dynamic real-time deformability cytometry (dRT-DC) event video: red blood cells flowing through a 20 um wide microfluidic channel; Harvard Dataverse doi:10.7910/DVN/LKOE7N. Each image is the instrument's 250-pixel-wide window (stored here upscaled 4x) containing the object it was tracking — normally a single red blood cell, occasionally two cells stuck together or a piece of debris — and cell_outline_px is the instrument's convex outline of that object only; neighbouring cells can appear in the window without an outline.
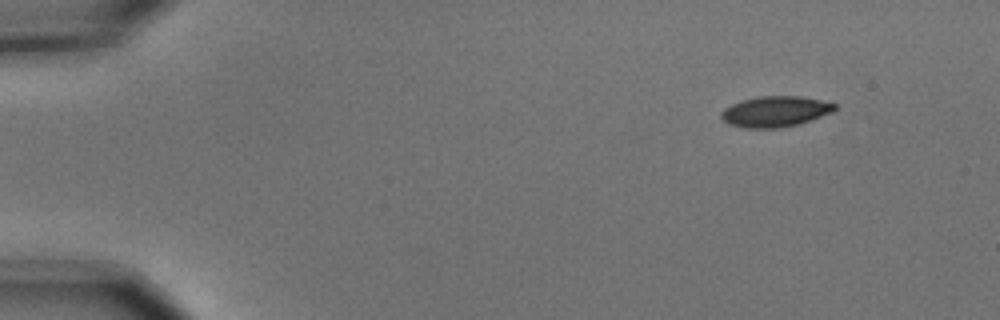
{"species": "common noctule bat (a hibernating species)", "species_latin": "Nyctalus noctula", "temperature_condition": "cold", "stored_images_in_passage": 5, "segment_of_instrument_passage": [2, 2], "camera_frame_rate_fps": 3000, "um_per_image_px": 0.085, "animal": {"sex": "male", "body_mass_g": 15.6}, "frame": {"image": 1, "passage_image": 5, "time_ms": 1.333, "image_size_px": [1000, 320], "cell_outline_px": [[836, 108], [832, 112], [796, 124], [780, 128], [744, 128], [728, 124], [720, 116], [720, 112], [724, 108], [740, 100], [760, 96], [800, 96], [820, 100], [836, 104]], "centroid_in_image_um": [65.84, 9.47], "position_along_channel_um": 19.2, "area_um2": 20.17}}